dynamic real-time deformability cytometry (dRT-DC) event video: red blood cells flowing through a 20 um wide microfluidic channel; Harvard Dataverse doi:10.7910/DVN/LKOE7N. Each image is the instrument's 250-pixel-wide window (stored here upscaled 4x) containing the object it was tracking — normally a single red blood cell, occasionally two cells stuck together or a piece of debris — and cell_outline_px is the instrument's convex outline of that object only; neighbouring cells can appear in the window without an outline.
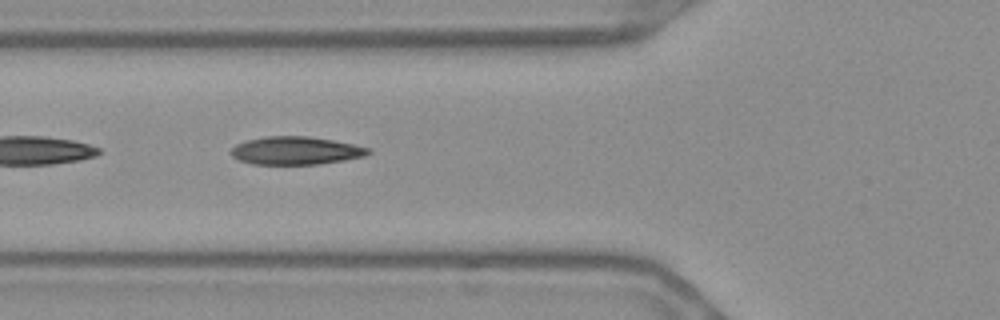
{"species": "Egyptian fruit bat (a non-hibernating species)", "species_latin": "Rousettus aegyptiacus", "temperature_condition": "warm", "stored_images_in_passage": 42, "camera_frame_rate_fps": 3000, "um_per_image_px": 0.085, "frame": {"image": 1, "passage_image": 7, "time_ms": 2.0, "image_size_px": [1000, 320], "cell_outline_px": [[372, 152], [364, 156], [344, 160], [320, 164], [252, 164], [240, 160], [232, 156], [228, 152], [236, 144], [248, 140], [264, 136], [308, 136], [332, 140], [372, 148]], "centroid_in_image_um": [25.14, 12.8], "position_along_channel_um": 100.7, "area_um2": 22.43}}
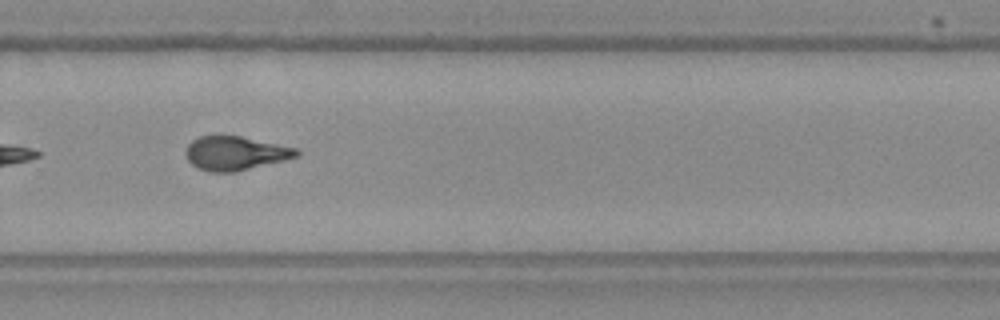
{"frame": {"image": 2, "passage_image": 24, "time_ms": 7.667, "image_size_px": [1000, 320], "cell_outline_px": [[300, 156], [236, 172], [212, 172], [196, 168], [184, 156], [184, 152], [188, 144], [192, 140], [200, 136], [240, 136], [296, 148], [300, 152]], "centroid_in_image_um": [19.97, 13.03], "position_along_channel_um": 309.8, "area_um2": 21.91}, "authors_computed_cell_mechanics": {"area_um2": 22.0218, "velocity_mm_per_s": 3.6829, "shape_relaxation_time_tau1_ms": 8.1231, "shape_relaxation_time_tau2_ms": 1.8756, "deformation_change_tau1": 0.2318, "deformation_change_tau2": 0.0921}}